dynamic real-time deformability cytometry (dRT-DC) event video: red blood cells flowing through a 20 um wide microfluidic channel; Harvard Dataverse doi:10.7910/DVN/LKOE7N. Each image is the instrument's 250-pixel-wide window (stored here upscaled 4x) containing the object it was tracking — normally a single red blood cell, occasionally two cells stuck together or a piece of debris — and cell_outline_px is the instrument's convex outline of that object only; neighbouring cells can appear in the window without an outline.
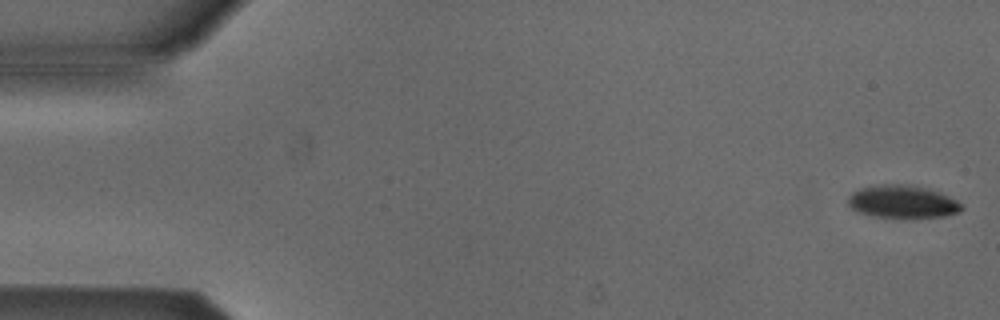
{"species": "Egyptian fruit bat (a non-hibernating species)", "species_latin": "Rousettus aegyptiacus", "temperature_condition": "cold", "stored_images_in_passage": 6, "camera_frame_rate_fps": 3000, "um_per_image_px": 0.085, "animal": {"sex": "male"}, "frame": {"image": 1, "passage_image": 1, "time_ms": 0.0, "image_size_px": [1000, 320], "cell_outline_px": [[964, 208], [960, 212], [944, 216], [872, 216], [860, 212], [852, 208], [848, 204], [848, 196], [852, 192], [860, 188], [876, 184], [908, 184], [928, 188], [948, 196], [964, 204]], "centroid_in_image_um": [76.72, 17.11], "position_along_channel_um": 8.3, "area_um2": 21.44}}
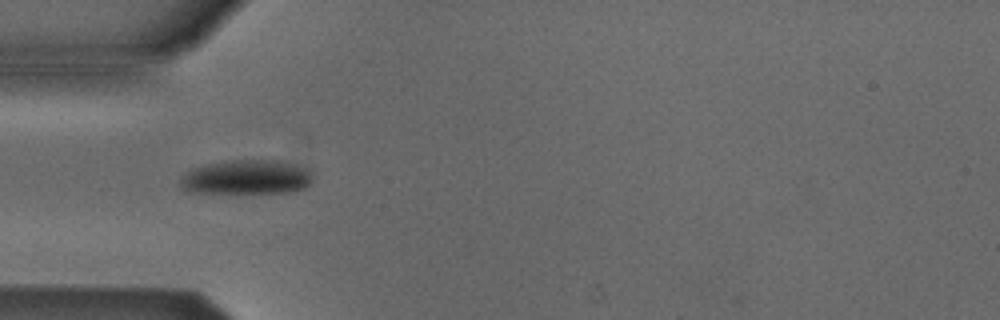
{"frame": {"image": 2, "passage_image": 5, "time_ms": 5.0, "image_size_px": [1000, 320], "cell_outline_px": [[312, 180], [304, 188], [288, 192], [188, 192], [180, 184], [180, 180], [192, 168], [208, 164], [232, 160], [280, 160], [296, 164], [308, 168], [312, 172]], "centroid_in_image_um": [21.01, 15.04], "position_along_channel_um": 64.0, "area_um2": 26.3}}
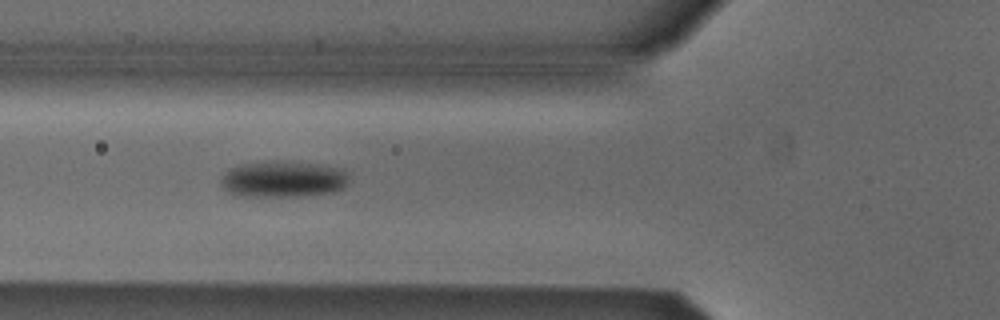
{"frame": {"image": 3, "passage_image": 6, "time_ms": 6.0, "image_size_px": [1000, 320], "cell_outline_px": [[348, 184], [344, 188], [332, 192], [300, 196], [240, 196], [228, 192], [224, 188], [224, 176], [232, 168], [240, 164], [272, 160], [320, 164], [340, 168], [348, 176]], "centroid_in_image_um": [24.12, 15.22], "position_along_channel_um": 101.7, "area_um2": 26.88}}